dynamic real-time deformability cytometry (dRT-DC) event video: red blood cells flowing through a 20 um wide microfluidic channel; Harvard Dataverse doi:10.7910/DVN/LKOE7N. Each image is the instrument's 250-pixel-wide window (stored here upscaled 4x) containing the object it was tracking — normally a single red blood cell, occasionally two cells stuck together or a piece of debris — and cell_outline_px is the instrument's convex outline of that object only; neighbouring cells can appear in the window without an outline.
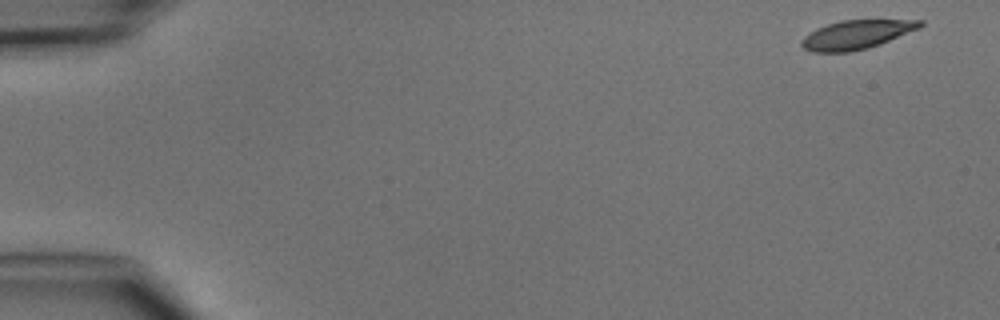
{"species": "common noctule bat (a hibernating species)", "species_latin": "Nyctalus noctula", "temperature_condition": "cold", "stored_images_in_passage": 5, "camera_frame_rate_fps": 3000, "um_per_image_px": 0.085, "animal": {"sex": "male", "body_mass_g": 15.6}, "frame": {"image": 1, "passage_image": 1, "time_ms": 0.0, "image_size_px": [1000, 320], "cell_outline_px": [[924, 24], [920, 28], [880, 44], [868, 48], [848, 52], [812, 52], [804, 48], [800, 44], [800, 40], [804, 36], [816, 28], [840, 20], [924, 20]], "centroid_in_image_um": [72.79, 2.94], "position_along_channel_um": 12.2, "area_um2": 19.94}}
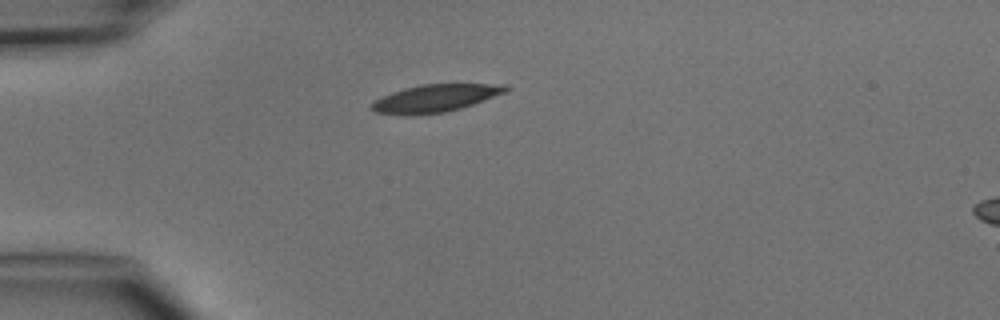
{"frame": {"image": 2, "passage_image": 4, "time_ms": 3.667, "image_size_px": [1000, 320], "cell_outline_px": [[508, 88], [504, 92], [484, 100], [460, 108], [444, 112], [376, 112], [372, 108], [372, 104], [376, 100], [392, 92], [404, 88], [420, 84], [508, 84]], "centroid_in_image_um": [37.09, 8.29], "position_along_channel_um": 47.9, "area_um2": 20.23}}